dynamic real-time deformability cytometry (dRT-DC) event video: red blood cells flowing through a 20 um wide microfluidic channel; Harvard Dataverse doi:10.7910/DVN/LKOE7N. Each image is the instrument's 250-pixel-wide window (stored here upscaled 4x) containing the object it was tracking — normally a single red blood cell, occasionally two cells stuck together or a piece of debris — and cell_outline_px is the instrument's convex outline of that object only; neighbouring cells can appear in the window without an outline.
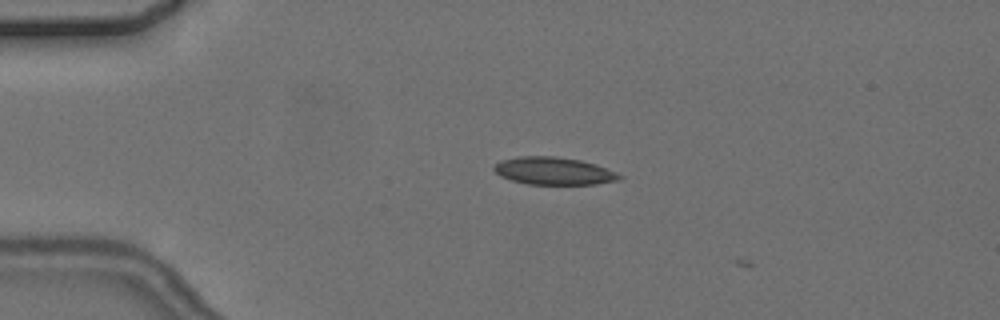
{"species": "common noctule bat (a hibernating species)", "species_latin": "Nyctalus noctula", "temperature_condition": "cold", "stored_images_in_passage": 3, "camera_frame_rate_fps": 3000, "um_per_image_px": 0.085, "animal": {"sex": "female", "body_mass_g": 24.6, "forearm_length_mm": 56.2}, "frame": {"image": 1, "passage_image": 2, "time_ms": 1.0, "image_size_px": [1000, 320], "cell_outline_px": [[624, 176], [620, 180], [596, 184], [528, 184], [512, 180], [500, 176], [492, 168], [500, 160], [516, 156], [556, 156], [580, 160], [596, 164], [616, 172]], "centroid_in_image_um": [47.07, 14.52], "position_along_channel_um": 37.9, "area_um2": 20.23}}